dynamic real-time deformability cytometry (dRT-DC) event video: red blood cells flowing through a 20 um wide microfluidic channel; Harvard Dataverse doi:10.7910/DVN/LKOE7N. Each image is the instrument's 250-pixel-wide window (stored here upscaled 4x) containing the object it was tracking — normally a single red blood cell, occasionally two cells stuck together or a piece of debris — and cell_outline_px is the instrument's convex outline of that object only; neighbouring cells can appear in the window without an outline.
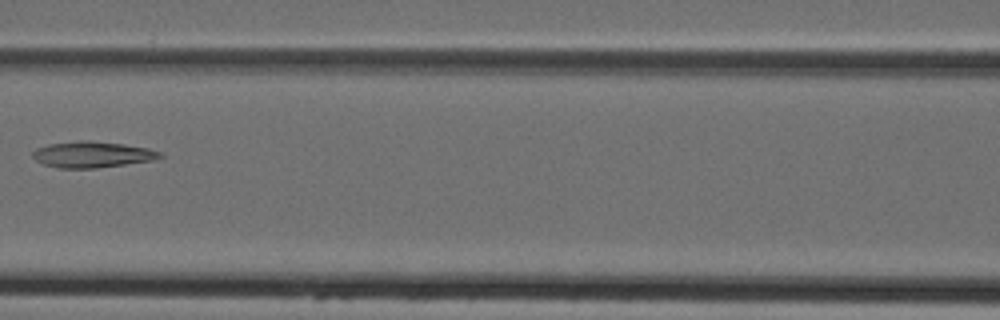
{"species": "Egyptian fruit bat (a non-hibernating species)", "species_latin": "Rousettus aegyptiacus", "temperature_condition": "cold", "stored_images_in_passage": 7, "camera_frame_rate_fps": 3000, "um_per_image_px": 0.085, "animal": {"sex": "female"}, "frame": {"image": 1, "passage_image": 7, "time_ms": 7.667, "image_size_px": [1000, 320], "cell_outline_px": [[164, 156], [152, 160], [96, 168], [60, 168], [44, 164], [36, 160], [32, 156], [32, 152], [36, 148], [48, 144], [80, 140], [88, 140], [124, 144], [148, 148], [160, 152]], "centroid_in_image_um": [7.82, 13.12], "position_along_channel_um": 158.8, "area_um2": 19.25}}